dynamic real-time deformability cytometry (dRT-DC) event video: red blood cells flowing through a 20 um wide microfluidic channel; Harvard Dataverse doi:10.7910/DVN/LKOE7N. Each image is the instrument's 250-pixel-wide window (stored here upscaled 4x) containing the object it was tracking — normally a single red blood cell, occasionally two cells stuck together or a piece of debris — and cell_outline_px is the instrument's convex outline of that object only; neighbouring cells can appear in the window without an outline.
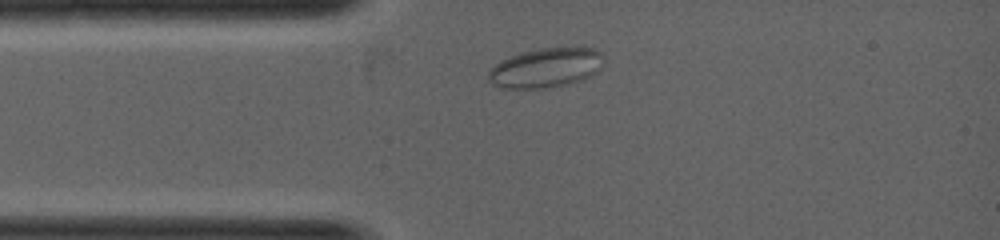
{"species": "common noctule bat (a hibernating species)", "species_latin": "Nyctalus noctula", "temperature_condition": "warm", "stored_images_in_passage": 2, "camera_frame_rate_fps": 5000, "um_per_image_px": 0.085, "animal": {"sex": "female", "body_mass_g": 19.0, "forearm_length_mm": 53.3}, "frame": {"image": 1, "passage_image": 1, "time_ms": 0.0, "image_size_px": [1000, 240], "cell_outline_px": [[604, 56], [600, 68], [596, 72], [580, 80], [564, 84], [544, 88], [504, 88], [492, 84], [488, 80], [488, 72], [500, 60], [524, 52], [540, 48], [584, 44], [600, 52]], "centroid_in_image_um": [46.43, 5.71], "position_along_channel_um": 38.6, "area_um2": 26.82}}
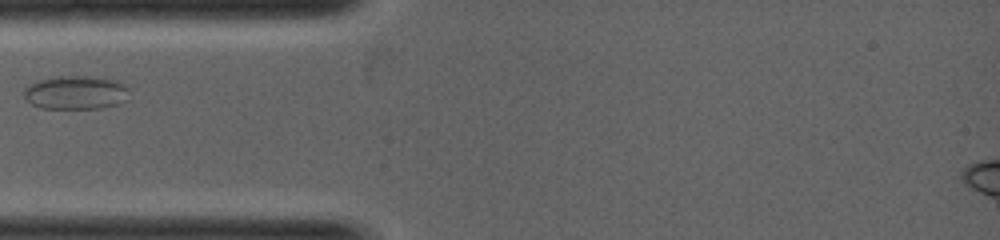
{"frame": {"image": 2, "passage_image": 2, "time_ms": 0.6, "image_size_px": [1000, 240], "cell_outline_px": [[128, 100], [116, 104], [100, 108], [40, 108], [32, 104], [24, 96], [24, 88], [28, 84], [52, 76], [92, 76], [120, 80], [128, 88]], "centroid_in_image_um": [6.46, 7.85], "position_along_channel_um": 78.5, "area_um2": 20.87}}